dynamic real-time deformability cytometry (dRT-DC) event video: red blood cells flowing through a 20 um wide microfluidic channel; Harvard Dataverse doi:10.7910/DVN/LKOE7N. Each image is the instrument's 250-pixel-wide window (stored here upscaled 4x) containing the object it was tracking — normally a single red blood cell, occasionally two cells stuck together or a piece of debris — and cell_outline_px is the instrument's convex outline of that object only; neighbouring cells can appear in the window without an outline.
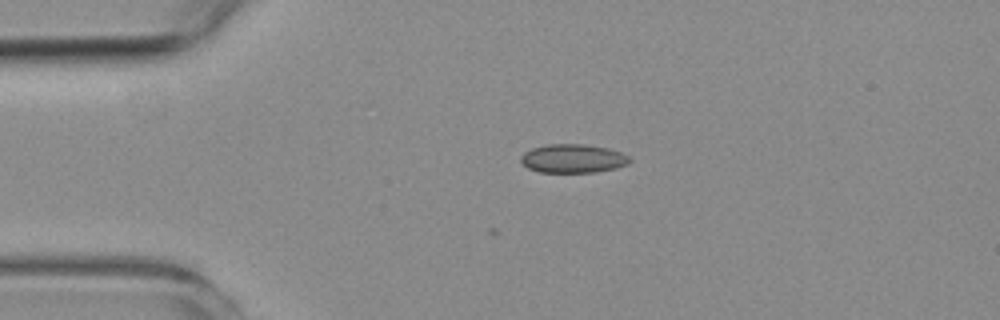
{"species": "common noctule bat (a hibernating species)", "species_latin": "Nyctalus noctula", "temperature_condition": "room temperature", "stored_images_in_passage": 3, "camera_frame_rate_fps": 3000, "um_per_image_px": 0.085, "animal": {"sex": "female", "body_mass_g": 19.3, "forearm_length_mm": 54.1}, "frame": {"image": 1, "passage_image": 1, "time_ms": 0.0, "image_size_px": [1000, 320], "cell_outline_px": [[632, 160], [628, 164], [616, 168], [596, 172], [540, 172], [528, 168], [520, 160], [520, 156], [524, 152], [532, 148], [548, 144], [584, 144], [608, 148], [620, 152], [628, 156]], "centroid_in_image_um": [48.71, 13.47], "position_along_channel_um": 36.3, "area_um2": 18.21}}